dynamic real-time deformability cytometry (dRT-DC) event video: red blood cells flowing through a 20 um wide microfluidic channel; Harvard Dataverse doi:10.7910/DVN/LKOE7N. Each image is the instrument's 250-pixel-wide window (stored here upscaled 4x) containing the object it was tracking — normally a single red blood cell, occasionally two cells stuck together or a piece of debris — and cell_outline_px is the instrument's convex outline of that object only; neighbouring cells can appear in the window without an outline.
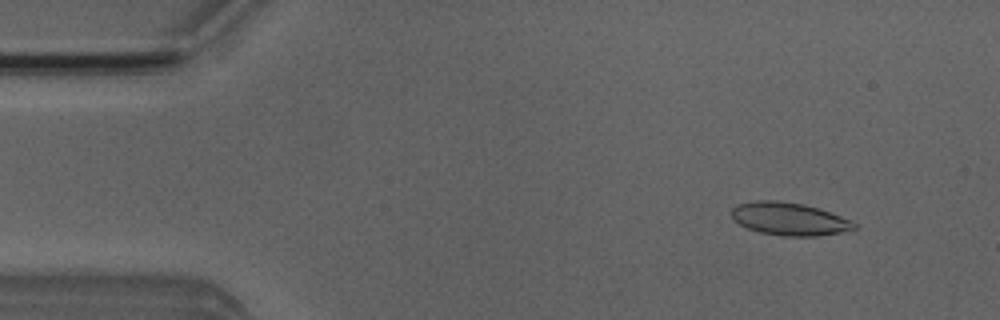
{"species": "Egyptian fruit bat (a non-hibernating species)", "species_latin": "Rousettus aegyptiacus", "temperature_condition": "room temperature", "stored_images_in_passage": 51, "camera_frame_rate_fps": 3000, "um_per_image_px": 0.085, "animal": {"sex": "male"}, "frame": {"image": 1, "passage_image": 5, "time_ms": 1.333, "image_size_px": [1000, 320], "cell_outline_px": [[860, 224], [856, 228], [840, 232], [816, 236], [780, 236], [760, 232], [748, 228], [732, 220], [732, 208], [736, 204], [756, 200], [776, 200], [804, 204], [820, 208], [852, 220]], "centroid_in_image_um": [67.1, 18.6], "position_along_channel_um": 17.9, "area_um2": 23.7}}
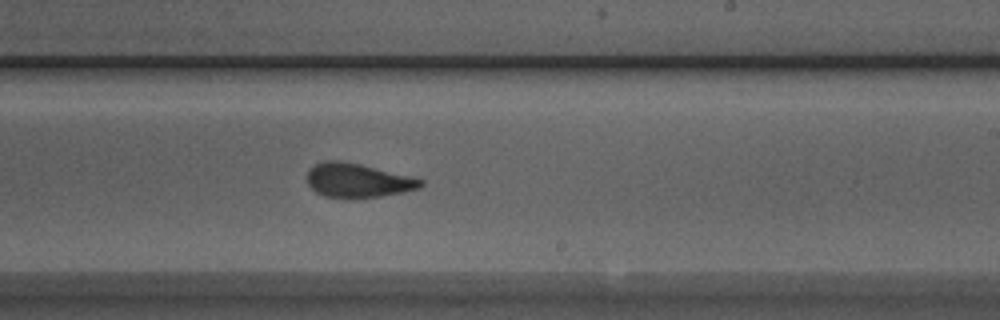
{"frame": {"image": 2, "passage_image": 30, "time_ms": 9.667, "image_size_px": [1000, 320], "cell_outline_px": [[424, 184], [420, 188], [404, 192], [380, 196], [352, 200], [324, 196], [316, 192], [308, 184], [308, 172], [316, 164], [324, 160], [340, 160], [360, 164], [412, 176], [424, 180]], "centroid_in_image_um": [30.44, 15.36], "position_along_channel_um": 258.6, "area_um2": 22.89}}
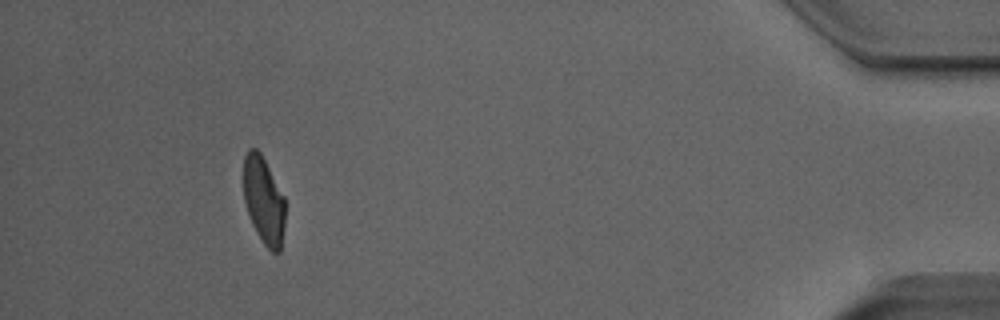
{"frame": {"image": 3, "passage_image": 47, "time_ms": 15.333, "image_size_px": [1000, 320], "cell_outline_px": [[284, 228], [280, 252], [272, 252], [264, 244], [256, 232], [252, 224], [244, 200], [244, 156], [248, 148], [256, 148], [260, 152], [284, 196]], "centroid_in_image_um": [22.41, 17.03], "position_along_channel_um": 412.8, "area_um2": 20.98}, "authors_computed_cell_mechanics": {"area_um2": 22.9466, "velocity_mm_per_s": 3.9423, "shape_relaxation_time_tau1_ms": 8.9611, "shape_relaxation_time_tau2_ms": 1.3221, "deformation_change_tau1": 0.2414, "deformation_change_tau2": 0.0837}}